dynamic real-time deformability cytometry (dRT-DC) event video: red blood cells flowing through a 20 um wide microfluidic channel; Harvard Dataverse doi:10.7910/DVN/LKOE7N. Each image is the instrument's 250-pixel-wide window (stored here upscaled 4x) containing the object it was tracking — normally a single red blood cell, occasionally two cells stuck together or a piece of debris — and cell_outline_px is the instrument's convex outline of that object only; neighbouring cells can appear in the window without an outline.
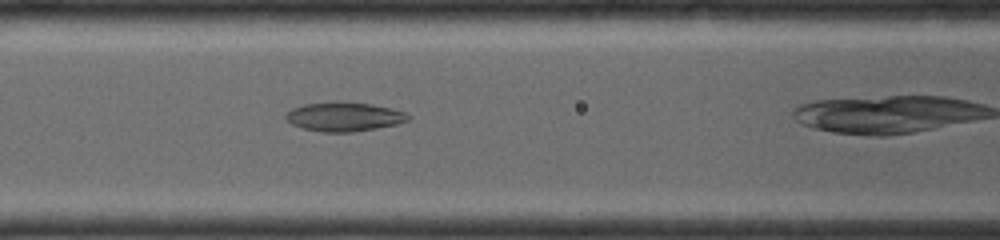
{"species": "common noctule bat (a hibernating species)", "species_latin": "Nyctalus noctula", "temperature_condition": "room temperature", "stored_images_in_passage": 21, "camera_frame_rate_fps": 4000, "um_per_image_px": 0.085, "animal": {"sex": "female", "body_mass_g": 19.0, "forearm_length_mm": 56.7}, "frame": {"image": 1, "passage_image": 7, "time_ms": 2.25, "image_size_px": [1000, 240], "cell_outline_px": [[412, 116], [408, 120], [396, 124], [376, 128], [352, 132], [320, 132], [304, 128], [292, 124], [284, 120], [284, 112], [292, 108], [304, 104], [340, 100], [372, 104], [404, 112]], "centroid_in_image_um": [29.18, 9.9], "position_along_channel_um": 137.4, "area_um2": 21.04}}
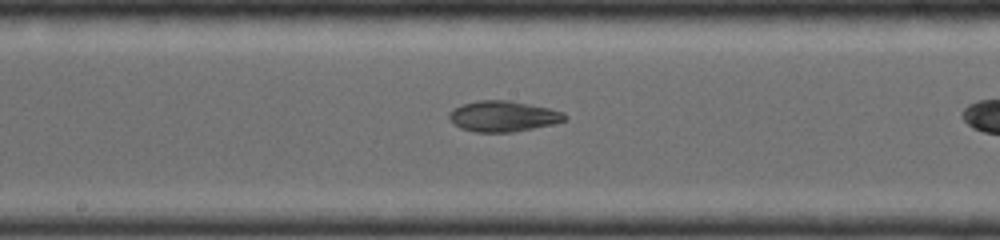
{"frame": {"image": 2, "passage_image": 12, "time_ms": 3.75, "image_size_px": [1000, 240], "cell_outline_px": [[568, 120], [552, 124], [512, 132], [476, 132], [460, 128], [448, 120], [448, 112], [452, 108], [460, 104], [480, 100], [512, 100], [548, 108], [564, 112], [568, 116]], "centroid_in_image_um": [42.73, 9.87], "position_along_channel_um": 205.5, "area_um2": 20.98}}